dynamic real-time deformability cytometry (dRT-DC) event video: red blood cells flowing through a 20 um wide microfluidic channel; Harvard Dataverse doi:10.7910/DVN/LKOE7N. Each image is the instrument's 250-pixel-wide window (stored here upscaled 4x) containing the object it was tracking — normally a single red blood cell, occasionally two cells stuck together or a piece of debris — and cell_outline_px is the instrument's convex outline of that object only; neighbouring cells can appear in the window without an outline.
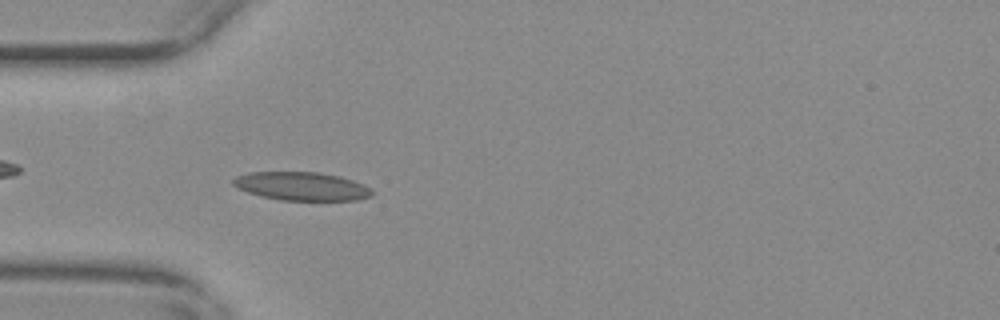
{"species": "common noctule bat (a hibernating species)", "species_latin": "Nyctalus noctula", "temperature_condition": "warm", "stored_images_in_passage": 43, "camera_frame_rate_fps": 3000, "um_per_image_px": 0.085, "animal": {"sex": "female", "body_mass_g": 29.2, "forearm_length_mm": 56.3}, "frame": {"image": 1, "passage_image": 4, "time_ms": 1.0, "image_size_px": [1000, 320], "cell_outline_px": [[372, 196], [356, 200], [280, 200], [260, 196], [236, 188], [232, 184], [232, 180], [236, 176], [248, 172], [320, 172], [340, 176], [364, 184], [372, 188]], "centroid_in_image_um": [25.63, 15.82], "position_along_channel_um": 59.4, "area_um2": 23.18}}
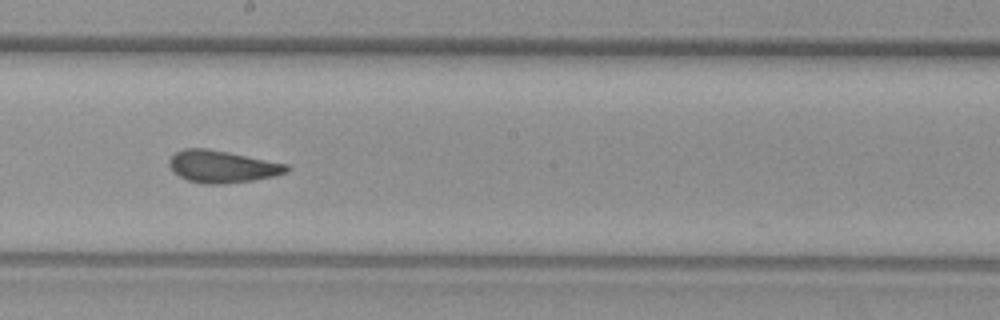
{"frame": {"image": 2, "passage_image": 18, "time_ms": 5.667, "image_size_px": [1000, 320], "cell_outline_px": [[292, 168], [288, 172], [276, 176], [252, 180], [224, 184], [204, 184], [188, 180], [180, 176], [168, 164], [168, 160], [176, 152], [184, 148], [208, 148], [288, 164]], "centroid_in_image_um": [18.93, 14.16], "position_along_channel_um": 229.3, "area_um2": 22.02}}
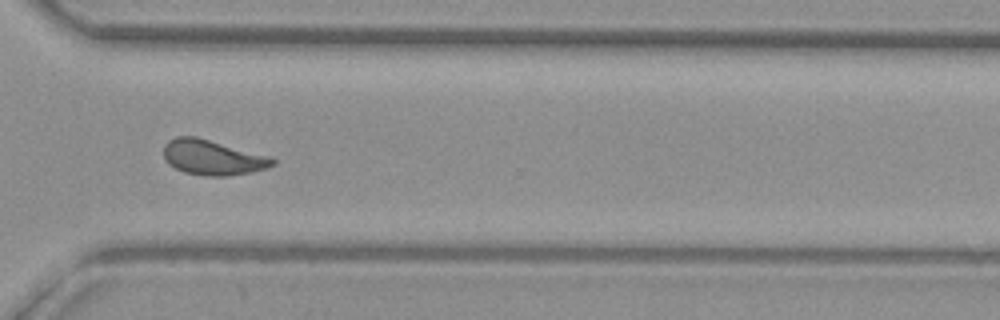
{"frame": {"image": 3, "passage_image": 28, "time_ms": 9.0, "image_size_px": [1000, 320], "cell_outline_px": [[276, 164], [268, 168], [228, 176], [204, 176], [184, 172], [168, 164], [164, 160], [164, 144], [168, 140], [176, 136], [196, 136], [272, 156], [276, 160]], "centroid_in_image_um": [18.08, 13.37], "position_along_channel_um": 352.5, "area_um2": 22.6}, "authors_computed_cell_mechanics": {"area_um2": 21.9062, "velocity_mm_per_s": 3.6985, "shape_relaxation_time_tau1_ms": null, "shape_relaxation_time_tau2_ms": 1.3358, "deformation_change_tau1": null, "deformation_change_tau2": 0.0806}}